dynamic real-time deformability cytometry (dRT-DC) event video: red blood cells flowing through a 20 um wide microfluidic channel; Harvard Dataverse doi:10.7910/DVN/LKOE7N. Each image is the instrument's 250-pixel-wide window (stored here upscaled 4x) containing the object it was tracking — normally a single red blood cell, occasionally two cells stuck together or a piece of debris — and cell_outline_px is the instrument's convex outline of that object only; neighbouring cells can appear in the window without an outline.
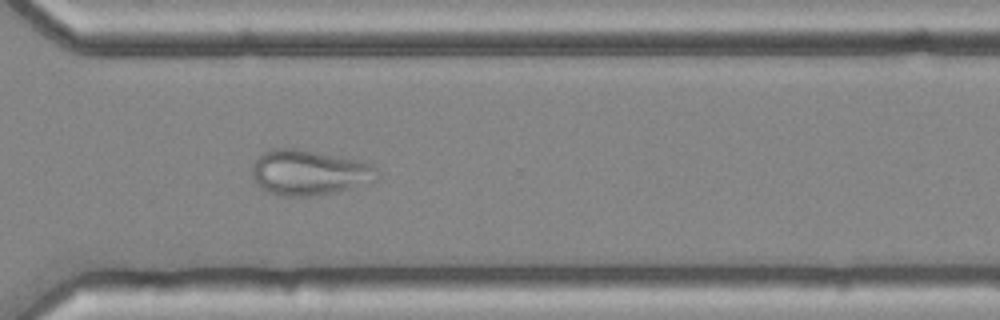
{"species": "common noctule bat (a hibernating species)", "species_latin": "Nyctalus noctula", "temperature_condition": "cold", "stored_images_in_passage": 55, "camera_frame_rate_fps": 3000, "um_per_image_px": 0.085, "animal": {"sex": "female", "body_mass_g": 25.1}, "frame": {"image": 1, "passage_image": 40, "time_ms": 13.0, "image_size_px": [1000, 320], "cell_outline_px": [[380, 176], [376, 180], [348, 188], [332, 192], [308, 196], [280, 196], [264, 192], [260, 188], [252, 176], [252, 164], [260, 152], [268, 148], [296, 148], [340, 156], [360, 160], [372, 164], [376, 168]], "centroid_in_image_um": [26.21, 14.64], "position_along_channel_um": 344.4, "area_um2": 33.35}}